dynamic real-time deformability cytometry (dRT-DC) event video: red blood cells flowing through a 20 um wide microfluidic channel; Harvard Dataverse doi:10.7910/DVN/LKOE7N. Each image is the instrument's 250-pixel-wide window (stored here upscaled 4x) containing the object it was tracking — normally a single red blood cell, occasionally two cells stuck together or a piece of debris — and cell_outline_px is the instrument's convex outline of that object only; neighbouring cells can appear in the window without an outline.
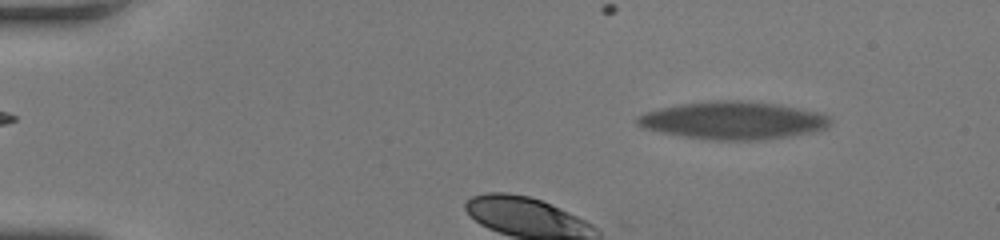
{"species": "human", "species_latin": "Homo sapiens", "temperature_condition": "room temperature", "stored_images_in_passage": 38, "camera_frame_rate_fps": 3000, "um_per_image_px": 0.085, "donor": {"sex": "female"}, "frame": {"image": 1, "passage_image": 7, "time_ms": 2.0, "image_size_px": [1000, 240], "cell_outline_px": [[832, 120], [828, 128], [816, 132], [792, 136], [760, 140], [712, 140], [684, 136], [660, 132], [640, 128], [636, 124], [636, 116], [644, 112], [660, 108], [680, 104], [712, 100], [744, 100], [776, 104], [824, 112], [832, 116]], "centroid_in_image_um": [62.37, 10.23], "position_along_channel_um": 22.6, "area_um2": 43.18}}
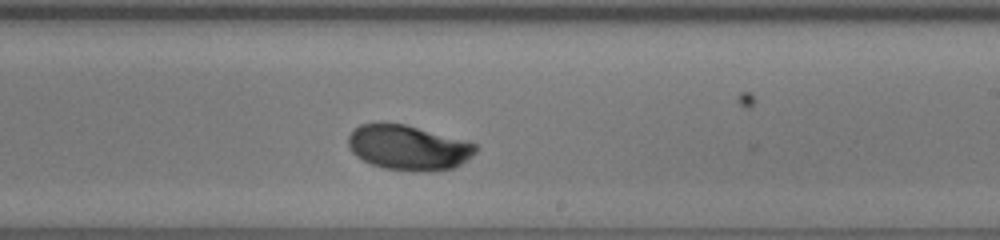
{"frame": {"image": 2, "passage_image": 26, "time_ms": 8.333, "image_size_px": [1000, 240], "cell_outline_px": [[476, 152], [472, 156], [460, 164], [452, 168], [424, 172], [416, 172], [384, 168], [372, 164], [356, 156], [352, 152], [348, 144], [348, 136], [360, 124], [380, 120], [404, 124], [468, 140], [476, 144]], "centroid_in_image_um": [34.7, 12.52], "position_along_channel_um": 254.3, "area_um2": 33.87}}
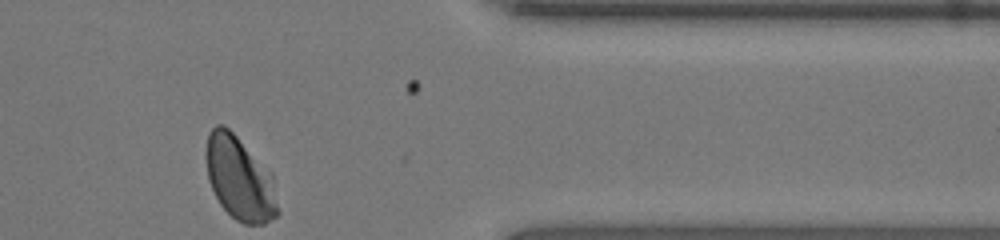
{"frame": {"image": 3, "passage_image": 37, "time_ms": 12.0, "image_size_px": [1000, 240], "cell_outline_px": [[280, 212], [276, 216], [264, 224], [244, 224], [236, 220], [220, 204], [208, 180], [204, 156], [208, 132], [216, 124], [224, 124], [272, 172]], "centroid_in_image_um": [20.37, 15.16], "position_along_channel_um": 391.0, "area_um2": 35.32}, "authors_computed_cell_mechanics": {"area_um2": 33.7552, "velocity_mm_per_s": 4.1407, "shape_relaxation_time_tau1_ms": 2.3525, "shape_relaxation_time_tau2_ms": null, "deformation_change_tau1": 0.1264, "deformation_change_tau2": null}}